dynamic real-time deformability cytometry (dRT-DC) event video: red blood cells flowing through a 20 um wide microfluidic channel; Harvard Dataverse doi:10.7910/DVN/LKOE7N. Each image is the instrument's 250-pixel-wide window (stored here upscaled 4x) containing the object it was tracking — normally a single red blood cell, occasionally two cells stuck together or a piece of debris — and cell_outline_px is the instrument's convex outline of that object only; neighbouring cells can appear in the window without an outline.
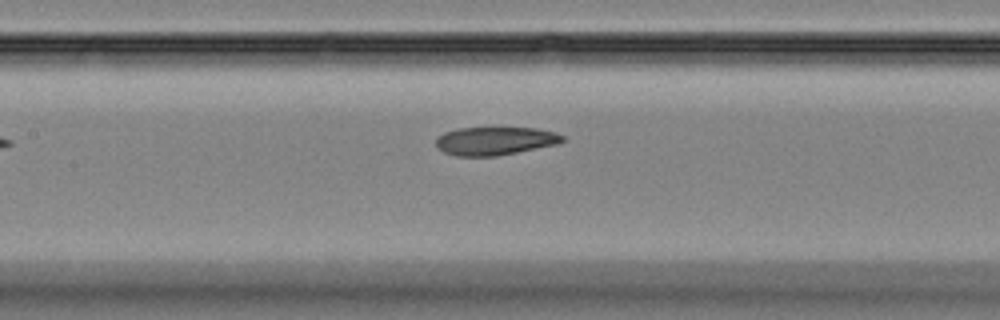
{"species": "Egyptian fruit bat (a non-hibernating species)", "species_latin": "Rousettus aegyptiacus", "temperature_condition": "room temperature", "stored_images_in_passage": 35, "camera_frame_rate_fps": 3000, "um_per_image_px": 0.085, "animal": {"sex": "female"}, "frame": {"image": 1, "passage_image": 9, "time_ms": 2.667, "image_size_px": [1000, 320], "cell_outline_px": [[564, 140], [556, 144], [496, 156], [456, 156], [444, 152], [436, 148], [436, 136], [444, 132], [456, 128], [536, 128], [556, 132], [564, 136]], "centroid_in_image_um": [42.02, 11.97], "position_along_channel_um": 165.4, "area_um2": 20.81}}
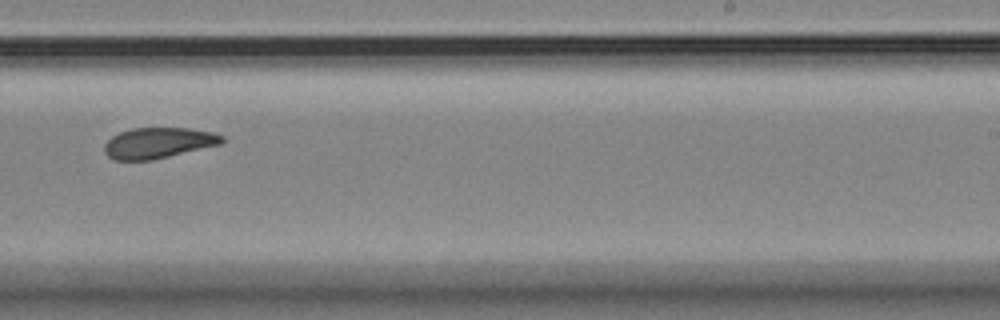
{"frame": {"image": 2, "passage_image": 18, "time_ms": 5.667, "image_size_px": [1000, 320], "cell_outline_px": [[224, 140], [220, 144], [152, 160], [116, 160], [108, 156], [104, 152], [104, 144], [112, 136], [120, 132], [132, 128], [188, 128], [212, 132], [224, 136]], "centroid_in_image_um": [13.43, 12.14], "position_along_channel_um": 275.6, "area_um2": 20.92}}
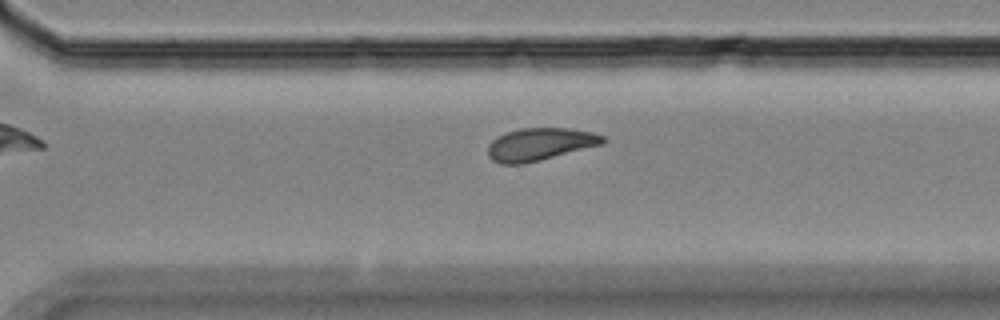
{"frame": {"image": 3, "passage_image": 22, "time_ms": 7.0, "image_size_px": [1000, 320], "cell_outline_px": [[604, 144], [524, 164], [500, 164], [492, 160], [488, 156], [488, 144], [496, 136], [520, 128], [568, 128], [592, 132], [604, 136]], "centroid_in_image_um": [45.87, 12.26], "position_along_channel_um": 324.7, "area_um2": 21.85}, "authors_computed_cell_mechanics": {"area_um2": 21.5594, "velocity_mm_per_s": 3.689, "shape_relaxation_time_tau1_ms": null, "shape_relaxation_time_tau2_ms": 2.1281, "deformation_change_tau1": null, "deformation_change_tau2": 0.0821}}